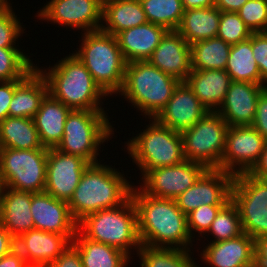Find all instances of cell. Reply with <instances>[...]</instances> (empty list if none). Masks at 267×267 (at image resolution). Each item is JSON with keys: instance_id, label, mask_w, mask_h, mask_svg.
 Segmentation results:
<instances>
[{"instance_id": "1", "label": "cell", "mask_w": 267, "mask_h": 267, "mask_svg": "<svg viewBox=\"0 0 267 267\" xmlns=\"http://www.w3.org/2000/svg\"><path fill=\"white\" fill-rule=\"evenodd\" d=\"M131 198L137 210L138 234L141 245L150 247L192 249L187 215L174 199L158 198L144 193L134 184Z\"/></svg>"}, {"instance_id": "2", "label": "cell", "mask_w": 267, "mask_h": 267, "mask_svg": "<svg viewBox=\"0 0 267 267\" xmlns=\"http://www.w3.org/2000/svg\"><path fill=\"white\" fill-rule=\"evenodd\" d=\"M105 163L100 161L87 166L68 202L77 222L93 212L118 207L131 197L134 184L115 165Z\"/></svg>"}, {"instance_id": "3", "label": "cell", "mask_w": 267, "mask_h": 267, "mask_svg": "<svg viewBox=\"0 0 267 267\" xmlns=\"http://www.w3.org/2000/svg\"><path fill=\"white\" fill-rule=\"evenodd\" d=\"M36 68L47 81L48 93L71 110L105 111L103 101L109 96L73 53L57 60L54 66L43 68L36 64Z\"/></svg>"}, {"instance_id": "4", "label": "cell", "mask_w": 267, "mask_h": 267, "mask_svg": "<svg viewBox=\"0 0 267 267\" xmlns=\"http://www.w3.org/2000/svg\"><path fill=\"white\" fill-rule=\"evenodd\" d=\"M179 82L148 61H134L126 64L123 86L116 96H123L146 119H154Z\"/></svg>"}, {"instance_id": "5", "label": "cell", "mask_w": 267, "mask_h": 267, "mask_svg": "<svg viewBox=\"0 0 267 267\" xmlns=\"http://www.w3.org/2000/svg\"><path fill=\"white\" fill-rule=\"evenodd\" d=\"M77 50L72 53L85 65L94 81L109 96L122 88L127 62L119 48L116 36L101 29L83 32Z\"/></svg>"}, {"instance_id": "6", "label": "cell", "mask_w": 267, "mask_h": 267, "mask_svg": "<svg viewBox=\"0 0 267 267\" xmlns=\"http://www.w3.org/2000/svg\"><path fill=\"white\" fill-rule=\"evenodd\" d=\"M78 230L86 238L116 247L130 257L141 247L137 210L131 197L118 207L86 215L78 222Z\"/></svg>"}, {"instance_id": "7", "label": "cell", "mask_w": 267, "mask_h": 267, "mask_svg": "<svg viewBox=\"0 0 267 267\" xmlns=\"http://www.w3.org/2000/svg\"><path fill=\"white\" fill-rule=\"evenodd\" d=\"M148 120L145 129L125 141L123 148L140 170L141 178L154 168L185 161L182 134L162 126L155 119Z\"/></svg>"}, {"instance_id": "8", "label": "cell", "mask_w": 267, "mask_h": 267, "mask_svg": "<svg viewBox=\"0 0 267 267\" xmlns=\"http://www.w3.org/2000/svg\"><path fill=\"white\" fill-rule=\"evenodd\" d=\"M108 117L106 111L71 110L62 140L55 149L82 157L90 164L104 161L97 158L99 151L115 134L114 125H111L114 121L109 122Z\"/></svg>"}, {"instance_id": "9", "label": "cell", "mask_w": 267, "mask_h": 267, "mask_svg": "<svg viewBox=\"0 0 267 267\" xmlns=\"http://www.w3.org/2000/svg\"><path fill=\"white\" fill-rule=\"evenodd\" d=\"M228 127L217 111H208L193 127L181 133L185 160L221 170Z\"/></svg>"}, {"instance_id": "10", "label": "cell", "mask_w": 267, "mask_h": 267, "mask_svg": "<svg viewBox=\"0 0 267 267\" xmlns=\"http://www.w3.org/2000/svg\"><path fill=\"white\" fill-rule=\"evenodd\" d=\"M48 149L0 148V173L6 187L32 193L45 190Z\"/></svg>"}, {"instance_id": "11", "label": "cell", "mask_w": 267, "mask_h": 267, "mask_svg": "<svg viewBox=\"0 0 267 267\" xmlns=\"http://www.w3.org/2000/svg\"><path fill=\"white\" fill-rule=\"evenodd\" d=\"M231 200L237 206L243 232L254 240L267 235V180L247 172L234 175Z\"/></svg>"}, {"instance_id": "12", "label": "cell", "mask_w": 267, "mask_h": 267, "mask_svg": "<svg viewBox=\"0 0 267 267\" xmlns=\"http://www.w3.org/2000/svg\"><path fill=\"white\" fill-rule=\"evenodd\" d=\"M42 8V9H41ZM35 17L82 32L101 29L103 0H50Z\"/></svg>"}, {"instance_id": "13", "label": "cell", "mask_w": 267, "mask_h": 267, "mask_svg": "<svg viewBox=\"0 0 267 267\" xmlns=\"http://www.w3.org/2000/svg\"><path fill=\"white\" fill-rule=\"evenodd\" d=\"M206 170L203 164L185 160L178 165L149 170L140 178L138 187L147 195L175 200L193 186Z\"/></svg>"}, {"instance_id": "14", "label": "cell", "mask_w": 267, "mask_h": 267, "mask_svg": "<svg viewBox=\"0 0 267 267\" xmlns=\"http://www.w3.org/2000/svg\"><path fill=\"white\" fill-rule=\"evenodd\" d=\"M265 138L251 125L229 126L221 170L233 175L248 172L259 159Z\"/></svg>"}, {"instance_id": "15", "label": "cell", "mask_w": 267, "mask_h": 267, "mask_svg": "<svg viewBox=\"0 0 267 267\" xmlns=\"http://www.w3.org/2000/svg\"><path fill=\"white\" fill-rule=\"evenodd\" d=\"M233 178L230 172L207 169L175 202L185 215L201 205H225L231 200Z\"/></svg>"}, {"instance_id": "16", "label": "cell", "mask_w": 267, "mask_h": 267, "mask_svg": "<svg viewBox=\"0 0 267 267\" xmlns=\"http://www.w3.org/2000/svg\"><path fill=\"white\" fill-rule=\"evenodd\" d=\"M88 163L82 157L48 149L45 192L69 202Z\"/></svg>"}, {"instance_id": "17", "label": "cell", "mask_w": 267, "mask_h": 267, "mask_svg": "<svg viewBox=\"0 0 267 267\" xmlns=\"http://www.w3.org/2000/svg\"><path fill=\"white\" fill-rule=\"evenodd\" d=\"M208 111L188 84L179 82L168 103L154 119L162 126L182 133L193 127Z\"/></svg>"}, {"instance_id": "18", "label": "cell", "mask_w": 267, "mask_h": 267, "mask_svg": "<svg viewBox=\"0 0 267 267\" xmlns=\"http://www.w3.org/2000/svg\"><path fill=\"white\" fill-rule=\"evenodd\" d=\"M30 207L35 229L65 235L72 242L78 222L73 218L68 202L43 191L32 193Z\"/></svg>"}, {"instance_id": "19", "label": "cell", "mask_w": 267, "mask_h": 267, "mask_svg": "<svg viewBox=\"0 0 267 267\" xmlns=\"http://www.w3.org/2000/svg\"><path fill=\"white\" fill-rule=\"evenodd\" d=\"M199 257L207 267H254L255 240L243 233L232 239L206 243Z\"/></svg>"}, {"instance_id": "20", "label": "cell", "mask_w": 267, "mask_h": 267, "mask_svg": "<svg viewBox=\"0 0 267 267\" xmlns=\"http://www.w3.org/2000/svg\"><path fill=\"white\" fill-rule=\"evenodd\" d=\"M147 61L178 81L185 82L192 71L190 44L177 30H168Z\"/></svg>"}, {"instance_id": "21", "label": "cell", "mask_w": 267, "mask_h": 267, "mask_svg": "<svg viewBox=\"0 0 267 267\" xmlns=\"http://www.w3.org/2000/svg\"><path fill=\"white\" fill-rule=\"evenodd\" d=\"M267 85L231 81L224 102L217 112L229 126L251 125L253 123L257 100Z\"/></svg>"}, {"instance_id": "22", "label": "cell", "mask_w": 267, "mask_h": 267, "mask_svg": "<svg viewBox=\"0 0 267 267\" xmlns=\"http://www.w3.org/2000/svg\"><path fill=\"white\" fill-rule=\"evenodd\" d=\"M70 244L65 235L39 229H31L15 239V247L28 265H50Z\"/></svg>"}, {"instance_id": "23", "label": "cell", "mask_w": 267, "mask_h": 267, "mask_svg": "<svg viewBox=\"0 0 267 267\" xmlns=\"http://www.w3.org/2000/svg\"><path fill=\"white\" fill-rule=\"evenodd\" d=\"M167 31L163 26L147 22L118 33L116 39L127 63L147 61Z\"/></svg>"}, {"instance_id": "24", "label": "cell", "mask_w": 267, "mask_h": 267, "mask_svg": "<svg viewBox=\"0 0 267 267\" xmlns=\"http://www.w3.org/2000/svg\"><path fill=\"white\" fill-rule=\"evenodd\" d=\"M32 192L6 187L0 205V223L17 239L35 229L31 214Z\"/></svg>"}, {"instance_id": "25", "label": "cell", "mask_w": 267, "mask_h": 267, "mask_svg": "<svg viewBox=\"0 0 267 267\" xmlns=\"http://www.w3.org/2000/svg\"><path fill=\"white\" fill-rule=\"evenodd\" d=\"M71 109L47 93L33 120L39 140L47 149L56 148L62 140L64 125Z\"/></svg>"}, {"instance_id": "26", "label": "cell", "mask_w": 267, "mask_h": 267, "mask_svg": "<svg viewBox=\"0 0 267 267\" xmlns=\"http://www.w3.org/2000/svg\"><path fill=\"white\" fill-rule=\"evenodd\" d=\"M231 81L226 70L211 69L192 70L185 82L209 111H217L224 102Z\"/></svg>"}, {"instance_id": "27", "label": "cell", "mask_w": 267, "mask_h": 267, "mask_svg": "<svg viewBox=\"0 0 267 267\" xmlns=\"http://www.w3.org/2000/svg\"><path fill=\"white\" fill-rule=\"evenodd\" d=\"M48 93L45 77L33 69L16 87L9 106V117L33 119Z\"/></svg>"}, {"instance_id": "28", "label": "cell", "mask_w": 267, "mask_h": 267, "mask_svg": "<svg viewBox=\"0 0 267 267\" xmlns=\"http://www.w3.org/2000/svg\"><path fill=\"white\" fill-rule=\"evenodd\" d=\"M147 22L139 0H103V32L116 36L124 30Z\"/></svg>"}, {"instance_id": "29", "label": "cell", "mask_w": 267, "mask_h": 267, "mask_svg": "<svg viewBox=\"0 0 267 267\" xmlns=\"http://www.w3.org/2000/svg\"><path fill=\"white\" fill-rule=\"evenodd\" d=\"M71 244L78 250L83 267H127L132 259L116 247L86 238L79 230Z\"/></svg>"}, {"instance_id": "30", "label": "cell", "mask_w": 267, "mask_h": 267, "mask_svg": "<svg viewBox=\"0 0 267 267\" xmlns=\"http://www.w3.org/2000/svg\"><path fill=\"white\" fill-rule=\"evenodd\" d=\"M220 15L217 7L184 10L177 31L190 45L199 40L215 38Z\"/></svg>"}, {"instance_id": "31", "label": "cell", "mask_w": 267, "mask_h": 267, "mask_svg": "<svg viewBox=\"0 0 267 267\" xmlns=\"http://www.w3.org/2000/svg\"><path fill=\"white\" fill-rule=\"evenodd\" d=\"M42 147L33 119L8 116L0 123V148L29 150Z\"/></svg>"}, {"instance_id": "32", "label": "cell", "mask_w": 267, "mask_h": 267, "mask_svg": "<svg viewBox=\"0 0 267 267\" xmlns=\"http://www.w3.org/2000/svg\"><path fill=\"white\" fill-rule=\"evenodd\" d=\"M225 70L233 81L267 85L253 56L252 34L249 39L231 45Z\"/></svg>"}, {"instance_id": "33", "label": "cell", "mask_w": 267, "mask_h": 267, "mask_svg": "<svg viewBox=\"0 0 267 267\" xmlns=\"http://www.w3.org/2000/svg\"><path fill=\"white\" fill-rule=\"evenodd\" d=\"M231 45L217 37L190 45L192 70H225Z\"/></svg>"}, {"instance_id": "34", "label": "cell", "mask_w": 267, "mask_h": 267, "mask_svg": "<svg viewBox=\"0 0 267 267\" xmlns=\"http://www.w3.org/2000/svg\"><path fill=\"white\" fill-rule=\"evenodd\" d=\"M191 249L141 245L136 253L141 267H198Z\"/></svg>"}, {"instance_id": "35", "label": "cell", "mask_w": 267, "mask_h": 267, "mask_svg": "<svg viewBox=\"0 0 267 267\" xmlns=\"http://www.w3.org/2000/svg\"><path fill=\"white\" fill-rule=\"evenodd\" d=\"M139 1L148 22L163 26L167 30H177L184 14L181 0Z\"/></svg>"}, {"instance_id": "36", "label": "cell", "mask_w": 267, "mask_h": 267, "mask_svg": "<svg viewBox=\"0 0 267 267\" xmlns=\"http://www.w3.org/2000/svg\"><path fill=\"white\" fill-rule=\"evenodd\" d=\"M243 233L238 208L233 201L230 200L219 210L210 229L204 237L201 238L203 239L210 234L214 239L211 238L209 243H215L235 238Z\"/></svg>"}, {"instance_id": "37", "label": "cell", "mask_w": 267, "mask_h": 267, "mask_svg": "<svg viewBox=\"0 0 267 267\" xmlns=\"http://www.w3.org/2000/svg\"><path fill=\"white\" fill-rule=\"evenodd\" d=\"M21 50L22 48H0V81L23 80L36 68L30 55Z\"/></svg>"}, {"instance_id": "38", "label": "cell", "mask_w": 267, "mask_h": 267, "mask_svg": "<svg viewBox=\"0 0 267 267\" xmlns=\"http://www.w3.org/2000/svg\"><path fill=\"white\" fill-rule=\"evenodd\" d=\"M251 34L237 12L221 11L217 38L234 45L249 39Z\"/></svg>"}, {"instance_id": "39", "label": "cell", "mask_w": 267, "mask_h": 267, "mask_svg": "<svg viewBox=\"0 0 267 267\" xmlns=\"http://www.w3.org/2000/svg\"><path fill=\"white\" fill-rule=\"evenodd\" d=\"M237 13L251 32H267V0H248Z\"/></svg>"}, {"instance_id": "40", "label": "cell", "mask_w": 267, "mask_h": 267, "mask_svg": "<svg viewBox=\"0 0 267 267\" xmlns=\"http://www.w3.org/2000/svg\"><path fill=\"white\" fill-rule=\"evenodd\" d=\"M224 205H201L199 208L187 214V227L190 236L201 238L211 227L217 213ZM198 233L197 235L195 233Z\"/></svg>"}, {"instance_id": "41", "label": "cell", "mask_w": 267, "mask_h": 267, "mask_svg": "<svg viewBox=\"0 0 267 267\" xmlns=\"http://www.w3.org/2000/svg\"><path fill=\"white\" fill-rule=\"evenodd\" d=\"M13 10L0 13V48H19L18 40L25 33V26Z\"/></svg>"}, {"instance_id": "42", "label": "cell", "mask_w": 267, "mask_h": 267, "mask_svg": "<svg viewBox=\"0 0 267 267\" xmlns=\"http://www.w3.org/2000/svg\"><path fill=\"white\" fill-rule=\"evenodd\" d=\"M252 51L261 78L267 84V32H252Z\"/></svg>"}, {"instance_id": "43", "label": "cell", "mask_w": 267, "mask_h": 267, "mask_svg": "<svg viewBox=\"0 0 267 267\" xmlns=\"http://www.w3.org/2000/svg\"><path fill=\"white\" fill-rule=\"evenodd\" d=\"M251 126L267 139V87L259 95L255 117Z\"/></svg>"}, {"instance_id": "44", "label": "cell", "mask_w": 267, "mask_h": 267, "mask_svg": "<svg viewBox=\"0 0 267 267\" xmlns=\"http://www.w3.org/2000/svg\"><path fill=\"white\" fill-rule=\"evenodd\" d=\"M21 81H0V123L9 116L8 110L14 96L15 87Z\"/></svg>"}, {"instance_id": "45", "label": "cell", "mask_w": 267, "mask_h": 267, "mask_svg": "<svg viewBox=\"0 0 267 267\" xmlns=\"http://www.w3.org/2000/svg\"><path fill=\"white\" fill-rule=\"evenodd\" d=\"M51 267H83L78 250L70 244L69 247L50 264Z\"/></svg>"}, {"instance_id": "46", "label": "cell", "mask_w": 267, "mask_h": 267, "mask_svg": "<svg viewBox=\"0 0 267 267\" xmlns=\"http://www.w3.org/2000/svg\"><path fill=\"white\" fill-rule=\"evenodd\" d=\"M247 173L259 180H267V139L259 159Z\"/></svg>"}, {"instance_id": "47", "label": "cell", "mask_w": 267, "mask_h": 267, "mask_svg": "<svg viewBox=\"0 0 267 267\" xmlns=\"http://www.w3.org/2000/svg\"><path fill=\"white\" fill-rule=\"evenodd\" d=\"M254 267H267V235L255 240Z\"/></svg>"}, {"instance_id": "48", "label": "cell", "mask_w": 267, "mask_h": 267, "mask_svg": "<svg viewBox=\"0 0 267 267\" xmlns=\"http://www.w3.org/2000/svg\"><path fill=\"white\" fill-rule=\"evenodd\" d=\"M24 256L14 248L9 254L0 258V267H27Z\"/></svg>"}, {"instance_id": "49", "label": "cell", "mask_w": 267, "mask_h": 267, "mask_svg": "<svg viewBox=\"0 0 267 267\" xmlns=\"http://www.w3.org/2000/svg\"><path fill=\"white\" fill-rule=\"evenodd\" d=\"M15 247V238L0 223V258L9 254Z\"/></svg>"}, {"instance_id": "50", "label": "cell", "mask_w": 267, "mask_h": 267, "mask_svg": "<svg viewBox=\"0 0 267 267\" xmlns=\"http://www.w3.org/2000/svg\"><path fill=\"white\" fill-rule=\"evenodd\" d=\"M248 0H215V7L220 11L238 12Z\"/></svg>"}, {"instance_id": "51", "label": "cell", "mask_w": 267, "mask_h": 267, "mask_svg": "<svg viewBox=\"0 0 267 267\" xmlns=\"http://www.w3.org/2000/svg\"><path fill=\"white\" fill-rule=\"evenodd\" d=\"M184 10L215 7V0H181Z\"/></svg>"}, {"instance_id": "52", "label": "cell", "mask_w": 267, "mask_h": 267, "mask_svg": "<svg viewBox=\"0 0 267 267\" xmlns=\"http://www.w3.org/2000/svg\"><path fill=\"white\" fill-rule=\"evenodd\" d=\"M12 9V3L10 2V0H0V13H5Z\"/></svg>"}, {"instance_id": "53", "label": "cell", "mask_w": 267, "mask_h": 267, "mask_svg": "<svg viewBox=\"0 0 267 267\" xmlns=\"http://www.w3.org/2000/svg\"><path fill=\"white\" fill-rule=\"evenodd\" d=\"M5 188H6V185L3 180L2 174L0 173V205H1V200H2V196L4 194Z\"/></svg>"}, {"instance_id": "54", "label": "cell", "mask_w": 267, "mask_h": 267, "mask_svg": "<svg viewBox=\"0 0 267 267\" xmlns=\"http://www.w3.org/2000/svg\"><path fill=\"white\" fill-rule=\"evenodd\" d=\"M27 267H51V266L50 265L40 264V265H28Z\"/></svg>"}]
</instances>
